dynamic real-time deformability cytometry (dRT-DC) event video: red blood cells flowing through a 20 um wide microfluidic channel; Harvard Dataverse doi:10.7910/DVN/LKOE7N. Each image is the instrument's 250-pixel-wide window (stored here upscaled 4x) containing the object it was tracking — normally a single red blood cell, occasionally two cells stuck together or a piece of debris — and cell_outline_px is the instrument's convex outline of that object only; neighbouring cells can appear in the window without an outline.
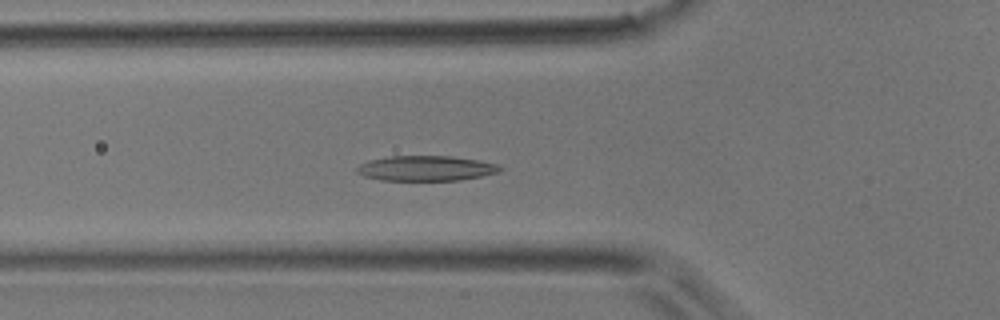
{"species": "common noctule bat (a hibernating species)", "species_latin": "Nyctalus noctula", "temperature_condition": "room temperature", "stored_images_in_passage": 44, "camera_frame_rate_fps": 3000, "um_per_image_px": 0.085, "animal": {"sex": "male", "body_mass_g": 17.9}, "frame": {"image": 1, "passage_image": 15, "time_ms": 4.667, "image_size_px": [1000, 320], "cell_outline_px": [[504, 168], [500, 172], [460, 180], [380, 180], [364, 176], [356, 172], [356, 168], [360, 164], [368, 160], [392, 156], [452, 156], [480, 160], [496, 164]], "centroid_in_image_um": [36.21, 14.3], "position_along_channel_um": 89.6, "area_um2": 20.98}}
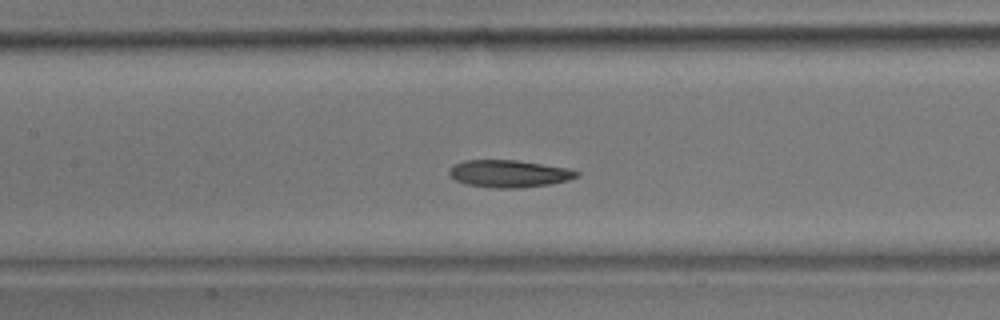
{"frame": {"image": 2, "passage_image": 20, "time_ms": 6.333, "image_size_px": [1000, 320], "cell_outline_px": [[580, 176], [568, 180], [548, 184], [520, 188], [496, 188], [468, 184], [456, 180], [448, 172], [448, 168], [452, 164], [464, 160], [516, 160], [568, 168], [580, 172]], "centroid_in_image_um": [43.26, 14.75], "position_along_channel_um": 164.1, "area_um2": 20.23}}
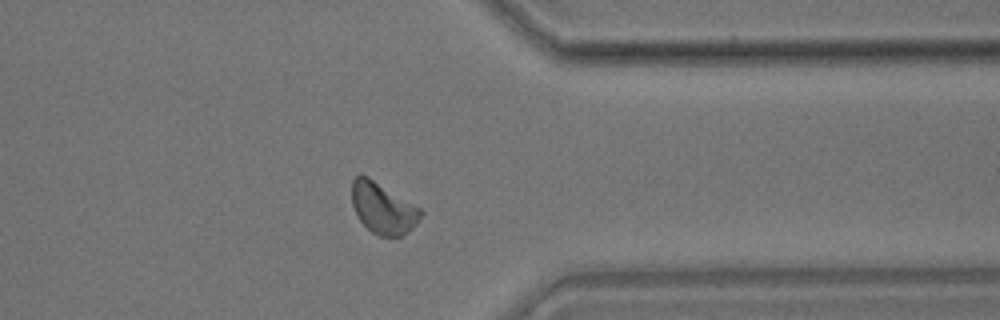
{"frame": {"image": 3, "passage_image": 35, "time_ms": 11.333, "image_size_px": [1000, 320], "cell_outline_px": [[424, 212], [416, 224], [412, 228], [400, 236], [376, 236], [356, 216], [352, 204], [352, 180], [356, 176], [368, 176], [420, 208]], "centroid_in_image_um": [32.54, 17.7], "position_along_channel_um": 378.9, "area_um2": 20.29}}